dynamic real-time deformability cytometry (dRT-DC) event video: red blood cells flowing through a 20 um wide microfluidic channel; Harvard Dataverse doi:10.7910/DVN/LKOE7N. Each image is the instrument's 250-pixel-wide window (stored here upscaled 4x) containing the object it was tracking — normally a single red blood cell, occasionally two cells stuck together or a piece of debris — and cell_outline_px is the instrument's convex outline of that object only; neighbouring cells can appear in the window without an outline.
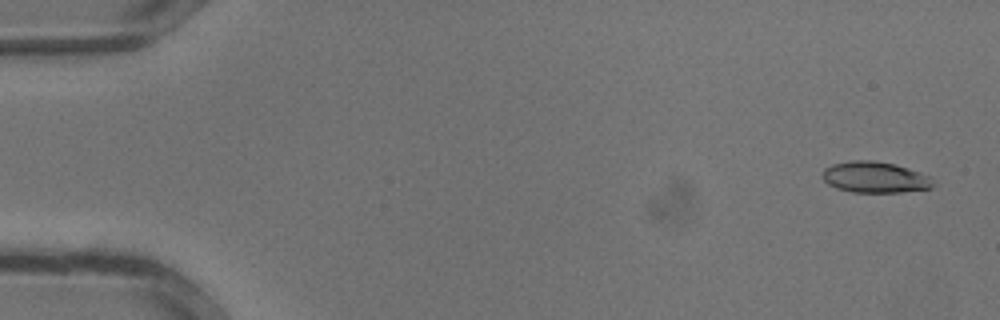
{"species": "common noctule bat (a hibernating species)", "species_latin": "Nyctalus noctula", "temperature_condition": "warm", "stored_images_in_passage": 11, "camera_frame_rate_fps": 3000, "um_per_image_px": 0.085, "animal": {"sex": "male", "body_mass_g": 13.3}, "frame": {"image": 1, "passage_image": 2, "time_ms": 0.333, "image_size_px": [1000, 320], "cell_outline_px": [[936, 184], [932, 188], [900, 192], [852, 192], [836, 188], [828, 184], [820, 176], [824, 168], [832, 164], [852, 160], [872, 160], [892, 164], [920, 172], [928, 176]], "centroid_in_image_um": [74.33, 15.07], "position_along_channel_um": 10.7, "area_um2": 20.06}}